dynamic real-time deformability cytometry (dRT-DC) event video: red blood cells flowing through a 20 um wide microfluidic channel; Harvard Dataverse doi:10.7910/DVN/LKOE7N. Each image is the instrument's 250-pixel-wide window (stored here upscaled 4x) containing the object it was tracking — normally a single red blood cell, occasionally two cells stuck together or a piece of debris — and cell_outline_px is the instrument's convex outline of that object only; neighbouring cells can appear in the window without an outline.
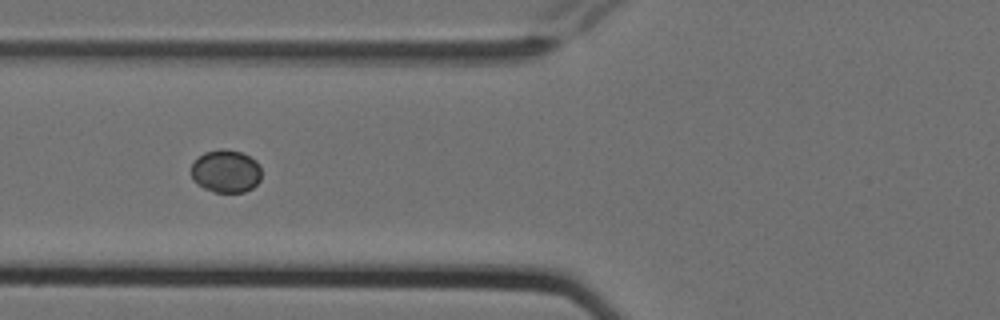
{"species": "Egyptian fruit bat (a non-hibernating species)", "species_latin": "Rousettus aegyptiacus", "temperature_condition": "cold", "stored_images_in_passage": 12, "camera_frame_rate_fps": 3000, "um_per_image_px": 0.085, "animal": {"sex": "female"}, "frame": {"image": 1, "passage_image": 7, "time_ms": 2.0, "image_size_px": [1000, 320], "cell_outline_px": [[260, 180], [252, 188], [244, 192], [212, 192], [196, 184], [192, 176], [192, 164], [204, 152], [220, 148], [224, 148], [240, 152], [256, 160], [260, 164]], "centroid_in_image_um": [19.2, 14.55], "position_along_channel_um": 106.6, "area_um2": 17.57}}
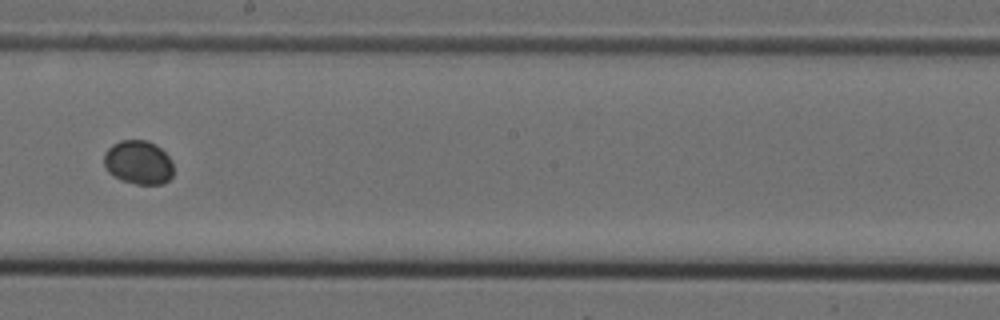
{"frame": {"image": 2, "passage_image": 10, "time_ms": 3.0, "image_size_px": [1000, 320], "cell_outline_px": [[172, 176], [164, 184], [136, 184], [120, 180], [112, 176], [108, 172], [104, 164], [104, 152], [112, 144], [120, 140], [144, 140], [156, 144], [172, 160]], "centroid_in_image_um": [11.74, 13.81], "position_along_channel_um": 236.5, "area_um2": 17.92}}
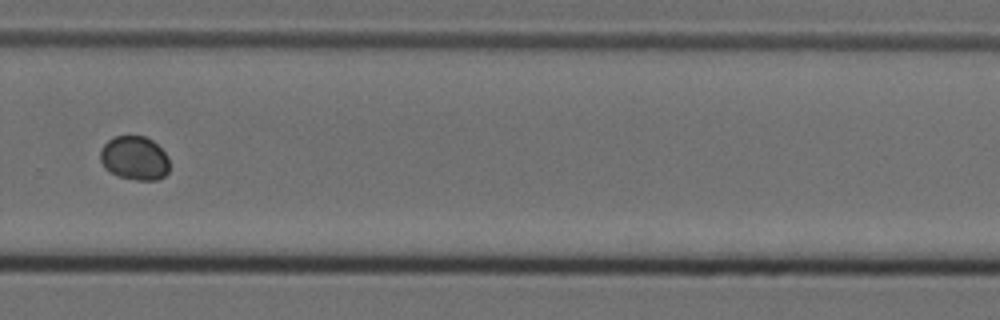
{"frame": {"image": 3, "passage_image": 12, "time_ms": 3.667, "image_size_px": [1000, 320], "cell_outline_px": [[168, 172], [164, 176], [156, 180], [136, 180], [116, 176], [104, 168], [100, 160], [100, 148], [108, 140], [116, 136], [144, 136], [152, 140], [168, 156]], "centroid_in_image_um": [11.41, 13.45], "position_along_channel_um": 318.4, "area_um2": 17.8}}